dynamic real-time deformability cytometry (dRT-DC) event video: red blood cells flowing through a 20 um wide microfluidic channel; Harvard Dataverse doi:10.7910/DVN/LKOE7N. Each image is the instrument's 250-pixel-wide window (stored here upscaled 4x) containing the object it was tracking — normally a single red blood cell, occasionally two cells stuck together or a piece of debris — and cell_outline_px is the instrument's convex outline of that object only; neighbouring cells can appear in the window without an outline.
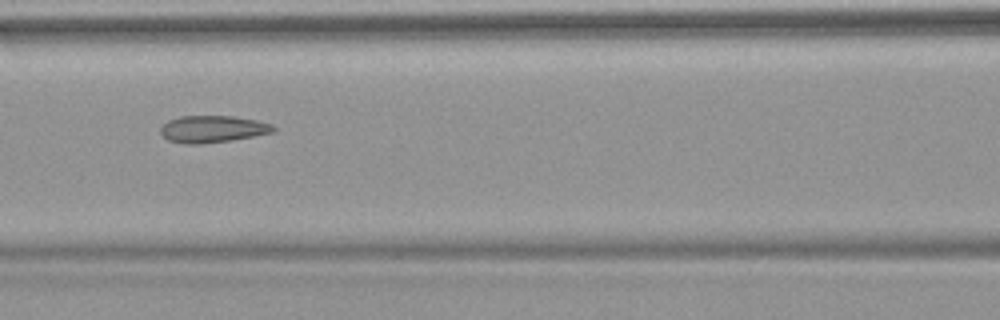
{"species": "common noctule bat (a hibernating species)", "species_latin": "Nyctalus noctula", "temperature_condition": "warm", "stored_images_in_passage": 7, "camera_frame_rate_fps": 3000, "um_per_image_px": 0.085, "animal": {"sex": "female", "body_mass_g": 18.4}, "frame": {"image": 1, "passage_image": 6, "time_ms": 6.0, "image_size_px": [1000, 320], "cell_outline_px": [[276, 128], [272, 132], [232, 140], [200, 144], [184, 144], [168, 140], [160, 132], [160, 128], [168, 120], [180, 116], [232, 116], [256, 120], [272, 124]], "centroid_in_image_um": [18.04, 10.97], "position_along_channel_um": 148.6, "area_um2": 17.63}}
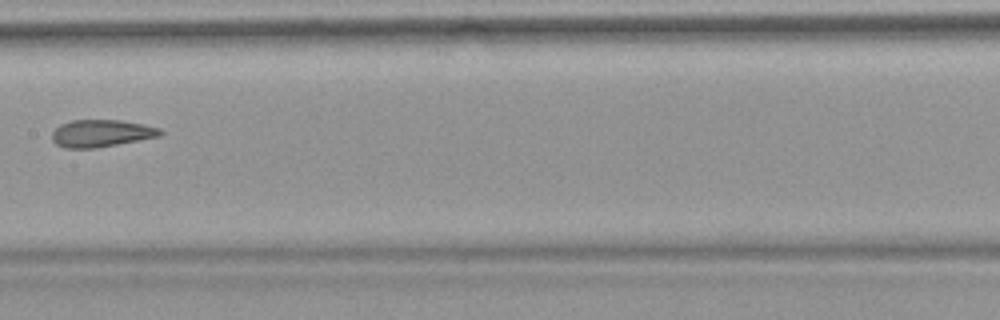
{"frame": {"image": 2, "passage_image": 7, "time_ms": 7.333, "image_size_px": [1000, 320], "cell_outline_px": [[164, 132], [160, 136], [96, 148], [64, 148], [56, 144], [52, 140], [52, 132], [60, 124], [72, 120], [120, 120], [144, 124], [160, 128]], "centroid_in_image_um": [8.61, 11.33], "position_along_channel_um": 198.8, "area_um2": 17.22}}